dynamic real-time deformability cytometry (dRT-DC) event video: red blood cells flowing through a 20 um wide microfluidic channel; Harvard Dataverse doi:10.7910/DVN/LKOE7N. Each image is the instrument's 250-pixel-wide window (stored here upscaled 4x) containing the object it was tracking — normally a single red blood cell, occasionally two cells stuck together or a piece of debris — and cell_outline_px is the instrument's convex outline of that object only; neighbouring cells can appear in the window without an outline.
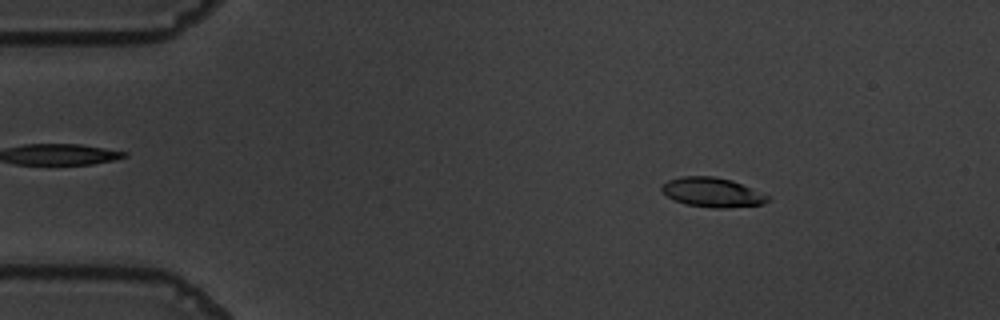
{"species": "common noctule bat (a hibernating species)", "species_latin": "Nyctalus noctula", "temperature_condition": "warm", "stored_images_in_passage": 53, "camera_frame_rate_fps": 3000, "um_per_image_px": 0.085, "animal": {"sex": "male", "body_mass_g": 19.5, "forearm_length_mm": 54.6}, "frame": {"image": 1, "passage_image": 6, "time_ms": 1.667, "image_size_px": [1000, 320], "cell_outline_px": [[772, 196], [768, 200], [760, 204], [724, 208], [712, 208], [688, 204], [676, 200], [668, 196], [660, 188], [660, 184], [668, 180], [680, 176], [712, 176], [732, 180]], "centroid_in_image_um": [60.54, 16.33], "position_along_channel_um": 24.5, "area_um2": 18.09}}
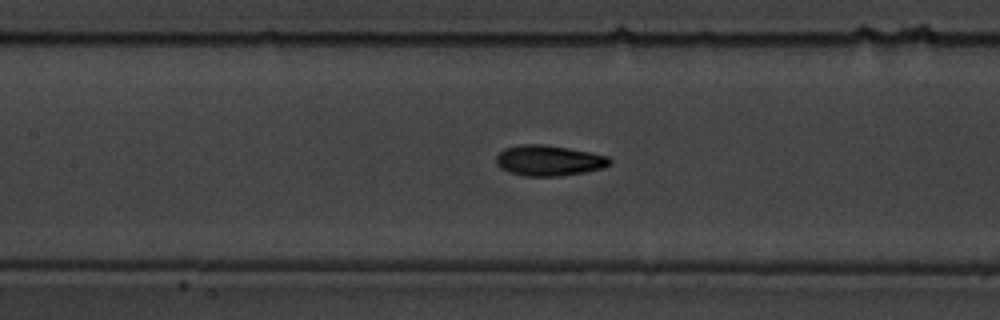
{"frame": {"image": 2, "passage_image": 23, "time_ms": 7.333, "image_size_px": [1000, 320], "cell_outline_px": [[612, 160], [608, 164], [600, 168], [584, 172], [560, 176], [524, 176], [508, 172], [500, 168], [496, 164], [496, 156], [504, 148], [520, 144], [544, 144], [568, 148], [608, 156]], "centroid_in_image_um": [46.59, 13.64], "position_along_channel_um": 160.8, "area_um2": 20.17}}
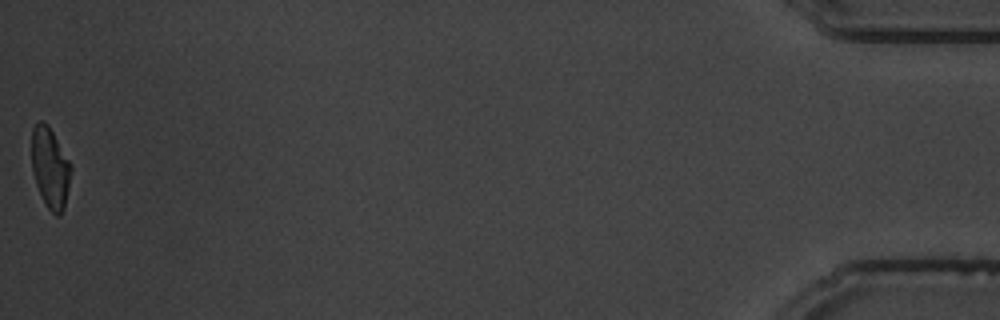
{"frame": {"image": 3, "passage_image": 53, "time_ms": 17.333, "image_size_px": [1000, 320], "cell_outline_px": [[72, 168], [64, 208], [60, 216], [56, 216], [48, 208], [36, 184], [32, 168], [32, 128], [40, 120], [48, 124], [72, 164]], "centroid_in_image_um": [4.28, 14.24], "position_along_channel_um": 430.9, "area_um2": 18.38}, "authors_computed_cell_mechanics": {"area_um2": 19.1896, "velocity_mm_per_s": 3.672, "shape_relaxation_time_tau1_ms": 3.4592, "shape_relaxation_time_tau2_ms": 1.158, "deformation_change_tau1": 0.1748, "deformation_change_tau2": 0.0603}}